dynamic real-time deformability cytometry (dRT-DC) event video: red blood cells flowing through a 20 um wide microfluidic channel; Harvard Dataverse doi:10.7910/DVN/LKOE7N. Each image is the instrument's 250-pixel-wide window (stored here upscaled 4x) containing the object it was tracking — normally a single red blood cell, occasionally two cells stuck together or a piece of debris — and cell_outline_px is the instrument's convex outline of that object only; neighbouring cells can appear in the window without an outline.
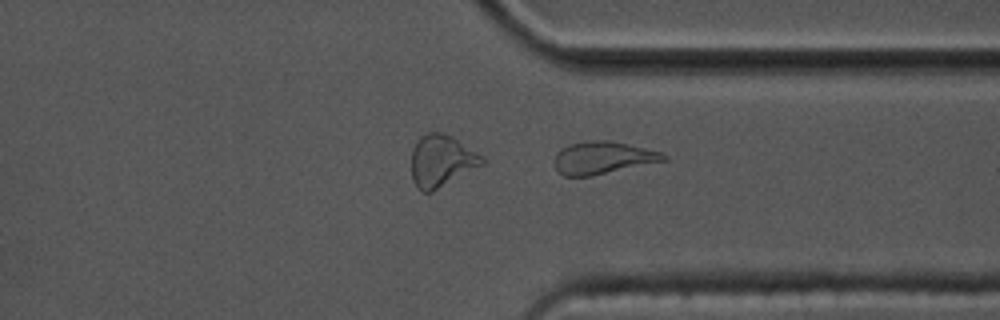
{"species": "common noctule bat (a hibernating species)", "species_latin": "Nyctalus noctula", "temperature_condition": "cold", "stored_images_in_passage": 40, "camera_frame_rate_fps": 3000, "um_per_image_px": 0.085, "animal": {"sex": "male", "body_mass_g": 17.5, "forearm_length_mm": 52.3}, "frame": {"image": 1, "passage_image": 40, "time_ms": 13.0, "image_size_px": [1000, 320], "cell_outline_px": [[668, 160], [592, 176], [564, 176], [556, 168], [556, 156], [568, 144], [592, 140], [608, 140], [644, 148], [660, 152], [668, 156]], "centroid_in_image_um": [51.29, 13.42], "position_along_channel_um": 360.1, "area_um2": 20.29}}